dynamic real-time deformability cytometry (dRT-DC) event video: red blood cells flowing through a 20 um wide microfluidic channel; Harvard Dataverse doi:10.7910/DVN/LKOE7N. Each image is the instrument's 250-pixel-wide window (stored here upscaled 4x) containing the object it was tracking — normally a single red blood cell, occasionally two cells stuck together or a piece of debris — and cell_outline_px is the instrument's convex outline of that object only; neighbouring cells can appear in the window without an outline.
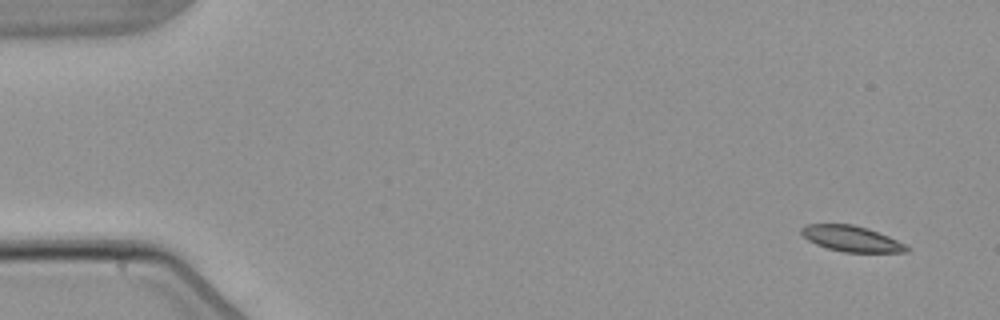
{"species": "common noctule bat (a hibernating species)", "species_latin": "Nyctalus noctula", "temperature_condition": "warm", "stored_images_in_passage": 5, "camera_frame_rate_fps": 3000, "um_per_image_px": 0.085, "animal": {"sex": "male", "body_mass_g": 21.5, "forearm_length_mm": 52.0}, "frame": {"image": 1, "passage_image": 1, "time_ms": 0.0, "image_size_px": [1000, 320], "cell_outline_px": [[912, 248], [908, 252], [844, 252], [828, 248], [816, 244], [808, 240], [800, 232], [800, 228], [808, 224], [852, 224], [868, 228], [888, 236]], "centroid_in_image_um": [72.38, 20.29], "position_along_channel_um": 12.6, "area_um2": 15.72}}
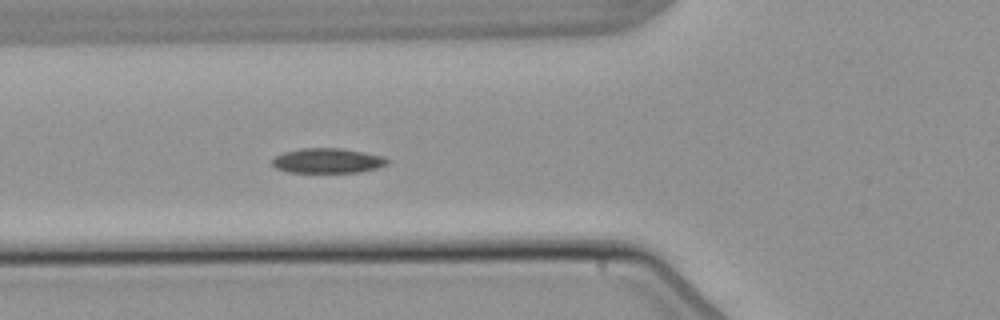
{"frame": {"image": 2, "passage_image": 5, "time_ms": 5.667, "image_size_px": [1000, 320], "cell_outline_px": [[388, 164], [376, 168], [360, 172], [288, 172], [276, 168], [272, 164], [272, 160], [276, 156], [284, 152], [300, 148], [340, 148], [364, 152], [384, 156], [388, 160]], "centroid_in_image_um": [27.85, 13.65], "position_along_channel_um": 98.0, "area_um2": 16.65}}